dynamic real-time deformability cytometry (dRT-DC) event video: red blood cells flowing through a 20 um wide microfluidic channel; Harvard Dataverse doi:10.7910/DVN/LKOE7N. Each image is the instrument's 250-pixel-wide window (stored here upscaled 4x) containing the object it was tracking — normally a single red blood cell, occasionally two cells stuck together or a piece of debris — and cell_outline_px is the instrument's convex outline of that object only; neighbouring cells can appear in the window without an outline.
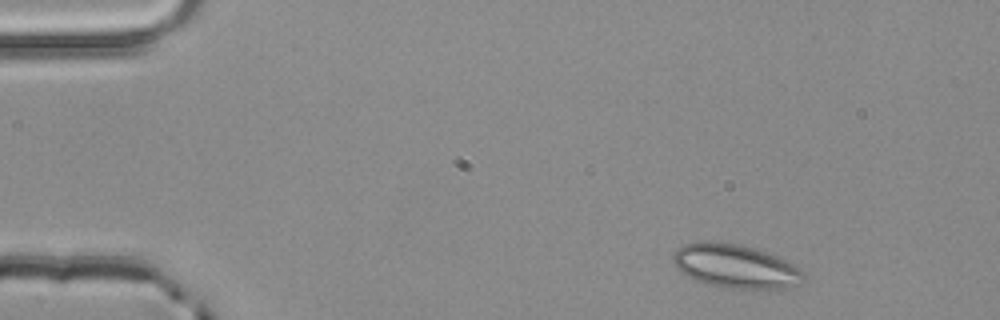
{"species": "common noctule bat (a hibernating species)", "species_latin": "Nyctalus noctula", "temperature_condition": "room temperature", "stored_images_in_passage": 3, "segment_of_instrument_passage": [1, 2], "camera_frame_rate_fps": 3000, "um_per_image_px": 0.085, "animal": {"sex": "male", "body_mass_g": 20.4}, "frame": {"image": 1, "passage_image": 1, "time_ms": 0.0, "image_size_px": [1000, 320], "cell_outline_px": [[804, 280], [800, 284], [784, 288], [720, 288], [704, 284], [688, 276], [676, 268], [672, 260], [672, 256], [676, 248], [684, 244], [704, 240], [712, 240], [740, 244], [756, 248], [768, 252], [800, 268], [804, 272]], "centroid_in_image_um": [62.47, 22.61], "position_along_channel_um": 22.5, "area_um2": 33.7}}